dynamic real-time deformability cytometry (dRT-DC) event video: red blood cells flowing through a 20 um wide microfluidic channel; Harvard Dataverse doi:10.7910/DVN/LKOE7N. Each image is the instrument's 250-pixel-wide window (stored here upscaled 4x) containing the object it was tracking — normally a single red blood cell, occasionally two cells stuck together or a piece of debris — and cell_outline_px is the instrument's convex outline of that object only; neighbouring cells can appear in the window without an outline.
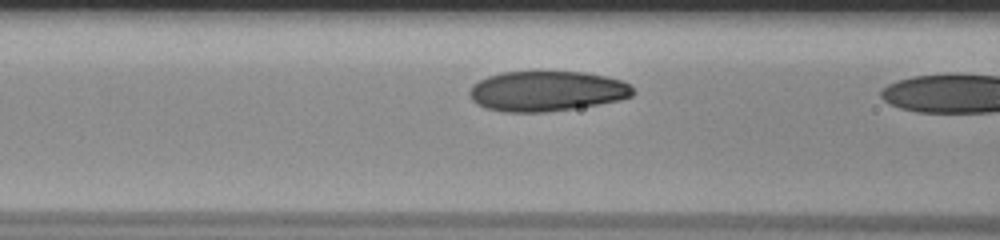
{"species": "human", "species_latin": "Homo sapiens", "temperature_condition": "room temperature", "stored_images_in_passage": 8, "camera_frame_rate_fps": 3000, "um_per_image_px": 0.085, "donor": {"sex": "male"}, "frame": {"image": 1, "passage_image": 7, "time_ms": 2.0, "image_size_px": [1000, 240], "cell_outline_px": [[636, 92], [632, 96], [620, 100], [600, 104], [548, 112], [504, 112], [484, 108], [476, 104], [472, 100], [468, 92], [472, 84], [488, 76], [500, 72], [584, 72], [604, 76], [620, 80], [628, 84]], "centroid_in_image_um": [46.44, 7.75], "position_along_channel_um": 120.2, "area_um2": 38.44}}